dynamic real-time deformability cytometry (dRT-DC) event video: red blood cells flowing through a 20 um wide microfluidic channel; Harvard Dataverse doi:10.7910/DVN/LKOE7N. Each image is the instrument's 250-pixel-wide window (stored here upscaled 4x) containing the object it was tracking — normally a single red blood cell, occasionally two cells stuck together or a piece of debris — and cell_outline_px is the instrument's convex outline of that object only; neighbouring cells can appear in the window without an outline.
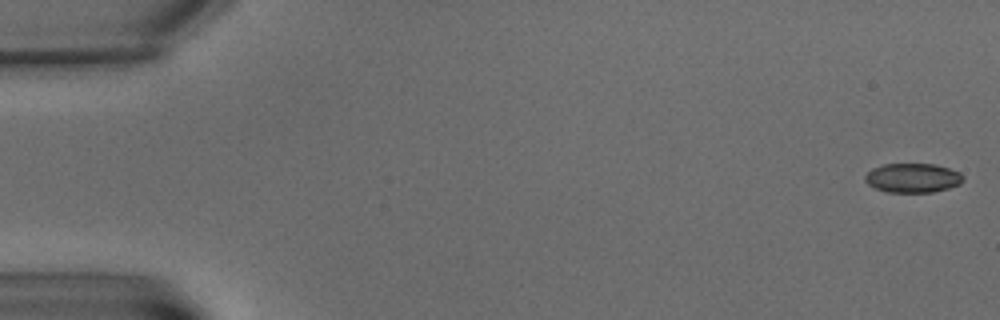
{"species": "common noctule bat (a hibernating species)", "species_latin": "Nyctalus noctula", "temperature_condition": "warm", "stored_images_in_passage": 7, "camera_frame_rate_fps": 3000, "um_per_image_px": 0.085, "animal": {"sex": "male", "body_mass_g": 15.6}, "frame": {"image": 1, "passage_image": 1, "time_ms": 0.0, "image_size_px": [1000, 320], "cell_outline_px": [[964, 180], [960, 184], [948, 188], [932, 192], [888, 192], [876, 188], [868, 184], [864, 180], [864, 176], [872, 168], [884, 164], [936, 164], [960, 172], [964, 176]], "centroid_in_image_um": [77.59, 15.12], "position_along_channel_um": 7.4, "area_um2": 16.76}}
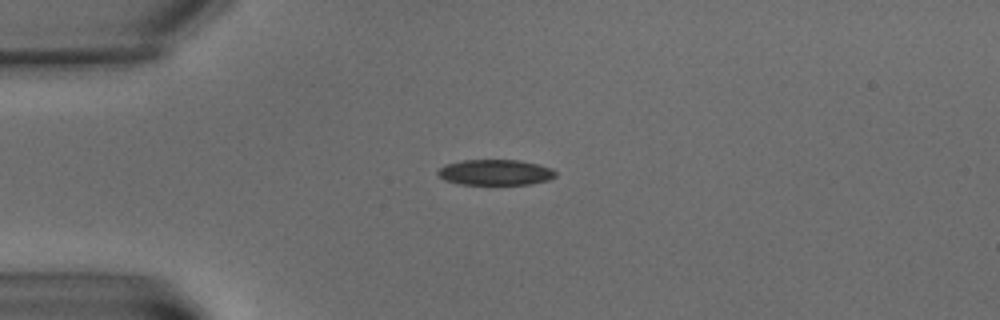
{"frame": {"image": 2, "passage_image": 5, "time_ms": 5.667, "image_size_px": [1000, 320], "cell_outline_px": [[556, 176], [548, 180], [532, 184], [460, 184], [444, 180], [436, 172], [444, 164], [464, 160], [520, 160], [540, 164], [552, 168], [556, 172]], "centroid_in_image_um": [42.12, 14.64], "position_along_channel_um": 42.9, "area_um2": 17.69}}